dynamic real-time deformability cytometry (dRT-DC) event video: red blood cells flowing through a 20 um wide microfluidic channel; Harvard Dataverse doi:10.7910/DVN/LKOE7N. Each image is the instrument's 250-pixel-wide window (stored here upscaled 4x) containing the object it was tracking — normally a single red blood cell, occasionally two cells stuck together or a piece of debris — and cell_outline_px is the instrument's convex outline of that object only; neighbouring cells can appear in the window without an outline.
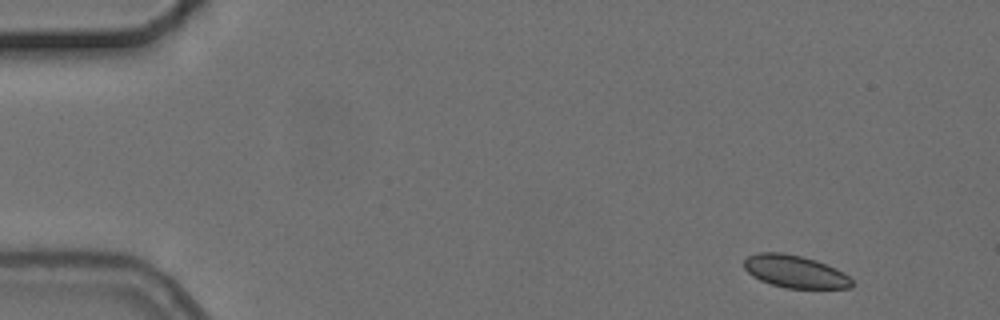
{"species": "common noctule bat (a hibernating species)", "species_latin": "Nyctalus noctula", "temperature_condition": "cold", "stored_images_in_passage": 4, "camera_frame_rate_fps": 3000, "um_per_image_px": 0.085, "animal": {"sex": "female", "body_mass_g": 24.6, "forearm_length_mm": 56.2}, "frame": {"image": 1, "passage_image": 1, "time_ms": 0.0, "image_size_px": [1000, 320], "cell_outline_px": [[856, 284], [852, 288], [784, 288], [760, 280], [752, 276], [744, 268], [744, 260], [748, 256], [760, 252], [784, 252], [816, 260], [836, 268], [844, 272]], "centroid_in_image_um": [67.6, 23.08], "position_along_channel_um": 17.4, "area_um2": 20.58}}
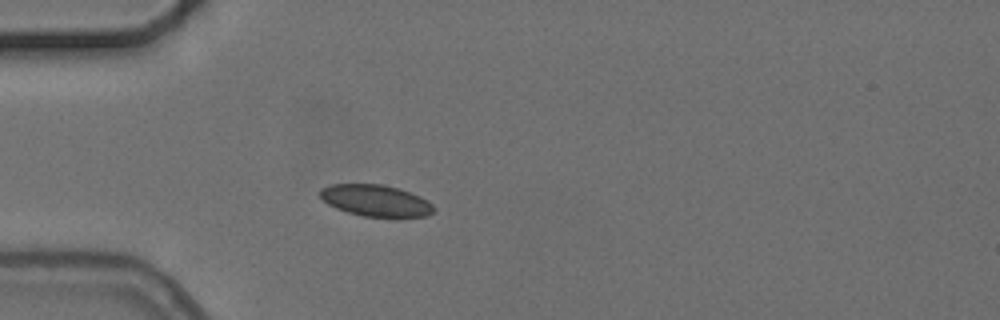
{"frame": {"image": 2, "passage_image": 4, "time_ms": 3.667, "image_size_px": [1000, 320], "cell_outline_px": [[436, 208], [428, 216], [396, 220], [364, 216], [348, 212], [336, 208], [328, 204], [320, 196], [320, 188], [332, 184], [380, 184], [400, 188], [420, 196], [428, 200]], "centroid_in_image_um": [32.02, 17.09], "position_along_channel_um": 53.0, "area_um2": 21.68}}